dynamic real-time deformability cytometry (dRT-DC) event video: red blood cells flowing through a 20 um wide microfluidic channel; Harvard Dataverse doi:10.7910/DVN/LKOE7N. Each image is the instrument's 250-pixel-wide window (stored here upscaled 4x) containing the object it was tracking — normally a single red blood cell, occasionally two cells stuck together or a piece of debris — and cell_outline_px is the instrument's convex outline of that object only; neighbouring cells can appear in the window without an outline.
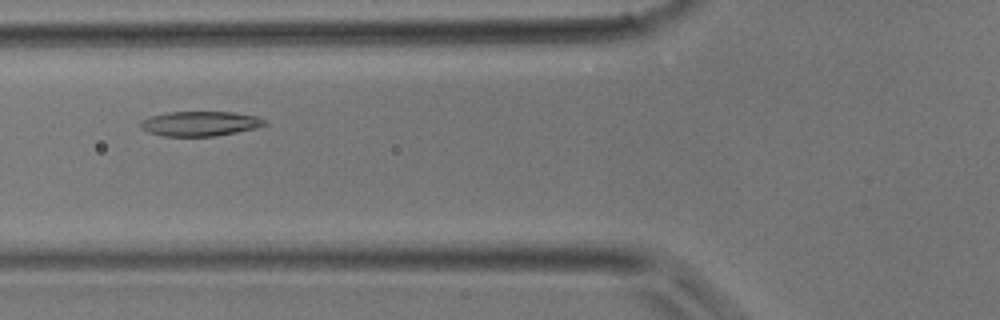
{"species": "common noctule bat (a hibernating species)", "species_latin": "Nyctalus noctula", "temperature_condition": "room temperature", "stored_images_in_passage": 28, "camera_frame_rate_fps": 3000, "um_per_image_px": 0.085, "animal": {"sex": "male", "body_mass_g": 17.9}, "frame": {"image": 1, "passage_image": 3, "time_ms": 0.667, "image_size_px": [1000, 320], "cell_outline_px": [[268, 124], [256, 128], [216, 136], [164, 136], [148, 132], [140, 128], [140, 120], [148, 116], [168, 112], [232, 112], [256, 116], [264, 120]], "centroid_in_image_um": [16.96, 10.51], "position_along_channel_um": 108.8, "area_um2": 17.98}}
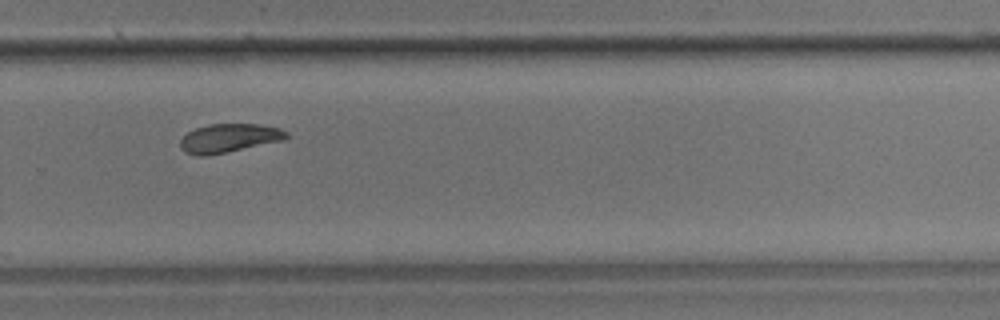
{"frame": {"image": 2, "passage_image": 15, "time_ms": 4.667, "image_size_px": [1000, 320], "cell_outline_px": [[288, 136], [284, 140], [228, 152], [204, 156], [196, 156], [184, 152], [180, 148], [180, 140], [188, 132], [196, 128], [208, 124], [256, 124], [280, 128], [288, 132]], "centroid_in_image_um": [19.45, 11.75], "position_along_channel_um": 310.3, "area_um2": 17.8}}
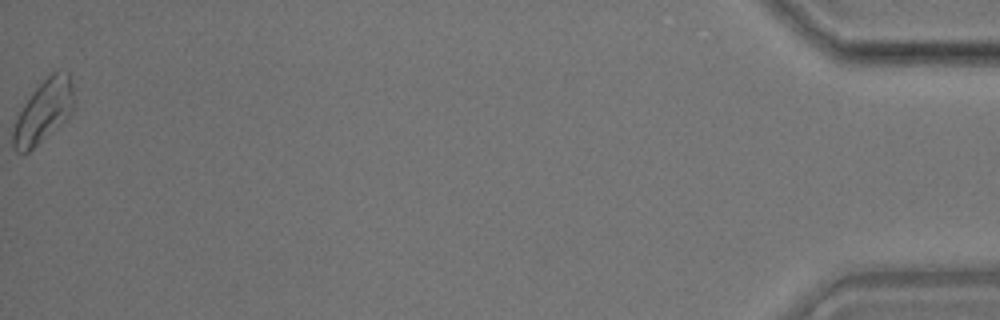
{"frame": {"image": 3, "passage_image": 28, "time_ms": 9.0, "image_size_px": [1000, 320], "cell_outline_px": [[72, 108], [68, 120], [28, 152], [16, 152], [12, 148], [12, 124], [24, 104], [32, 92], [52, 72], [60, 68], [68, 72], [72, 84]], "centroid_in_image_um": [3.67, 9.49], "position_along_channel_um": 431.5, "area_um2": 22.37}}